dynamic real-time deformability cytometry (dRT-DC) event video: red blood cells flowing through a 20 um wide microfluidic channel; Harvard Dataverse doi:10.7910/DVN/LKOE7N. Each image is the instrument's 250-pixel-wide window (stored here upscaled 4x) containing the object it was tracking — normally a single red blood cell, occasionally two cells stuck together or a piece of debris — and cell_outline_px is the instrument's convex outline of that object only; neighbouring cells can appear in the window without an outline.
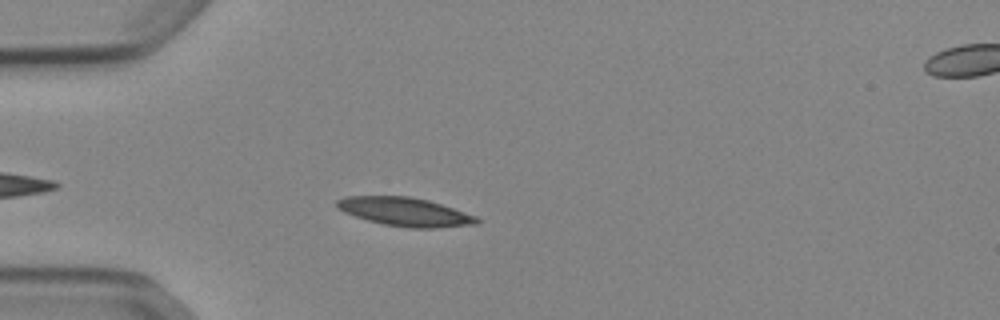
{"species": "Egyptian fruit bat (a non-hibernating species)", "species_latin": "Rousettus aegyptiacus", "temperature_condition": "cold", "stored_images_in_passage": 43, "camera_frame_rate_fps": 3000, "um_per_image_px": 0.085, "animal": {"sex": "female"}, "frame": {"image": 1, "passage_image": 5, "time_ms": 1.333, "image_size_px": [1000, 320], "cell_outline_px": [[480, 220], [476, 224], [436, 228], [412, 228], [384, 224], [368, 220], [344, 212], [336, 208], [336, 200], [344, 196], [408, 196], [428, 200], [476, 216]], "centroid_in_image_um": [34.39, 18.0], "position_along_channel_um": 50.6, "area_um2": 23.12}}
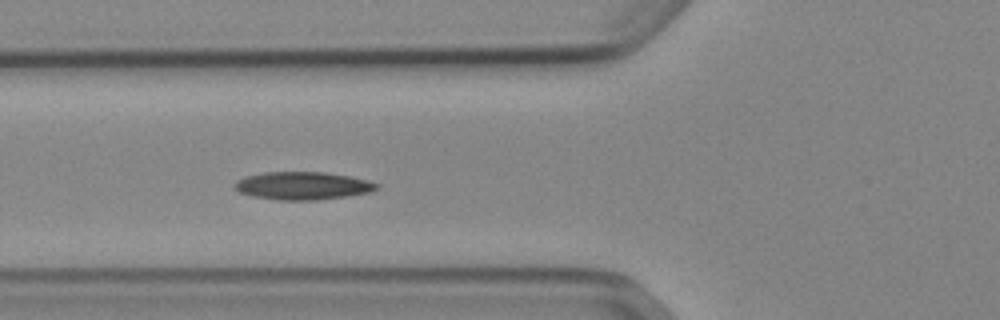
{"frame": {"image": 2, "passage_image": 10, "time_ms": 3.0, "image_size_px": [1000, 320], "cell_outline_px": [[380, 188], [372, 192], [348, 196], [316, 200], [276, 200], [252, 196], [240, 192], [236, 188], [236, 180], [244, 176], [264, 172], [328, 172], [348, 176], [380, 184]], "centroid_in_image_um": [25.75, 15.79], "position_along_channel_um": 100.0, "area_um2": 23.12}}
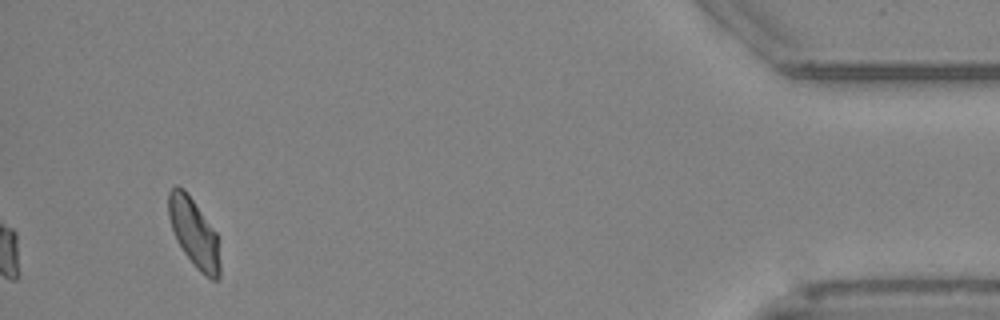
{"frame": {"image": 3, "passage_image": 40, "time_ms": 13.0, "image_size_px": [1000, 320], "cell_outline_px": [[220, 276], [216, 280], [212, 280], [200, 272], [196, 268], [184, 252], [176, 240], [168, 216], [168, 192], [176, 184], [184, 188], [216, 232], [220, 264]], "centroid_in_image_um": [16.47, 19.78], "position_along_channel_um": 418.7, "area_um2": 20.46}, "authors_computed_cell_mechanics": {"area_um2": 21.5594, "velocity_mm_per_s": 3.8582, "shape_relaxation_time_tau1_ms": 10.3624, "shape_relaxation_time_tau2_ms": 4.3372, "deformation_change_tau1": 0.1952, "deformation_change_tau2": 0.0955}}